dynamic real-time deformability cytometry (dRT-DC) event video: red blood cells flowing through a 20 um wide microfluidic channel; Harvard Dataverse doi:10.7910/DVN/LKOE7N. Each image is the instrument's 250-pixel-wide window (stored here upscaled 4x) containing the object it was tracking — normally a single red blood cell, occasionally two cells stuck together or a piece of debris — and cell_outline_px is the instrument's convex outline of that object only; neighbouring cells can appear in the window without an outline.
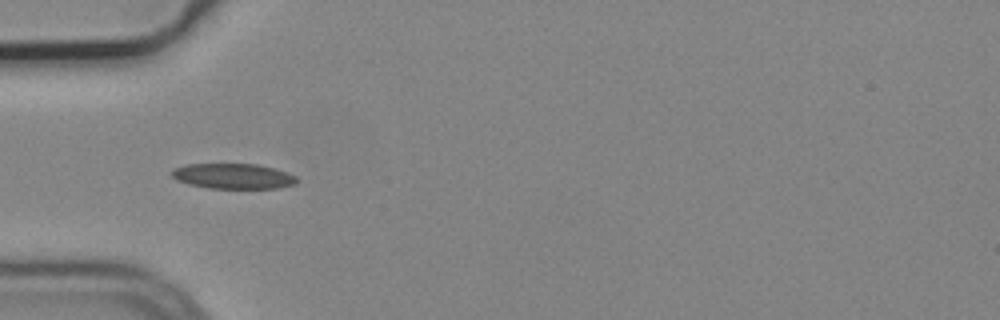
{"species": "common noctule bat (a hibernating species)", "species_latin": "Nyctalus noctula", "temperature_condition": "cold", "stored_images_in_passage": 3, "camera_frame_rate_fps": 3000, "um_per_image_px": 0.085, "animal": {"sex": "male", "body_mass_g": 19.2, "forearm_length_mm": 51.8}, "frame": {"image": 1, "passage_image": 1, "time_ms": 0.0, "image_size_px": [1000, 320], "cell_outline_px": [[300, 180], [296, 184], [280, 188], [208, 188], [188, 184], [176, 180], [168, 172], [172, 168], [184, 164], [256, 164], [288, 172], [296, 176]], "centroid_in_image_um": [19.8, 14.97], "position_along_channel_um": 65.2, "area_um2": 18.73}}
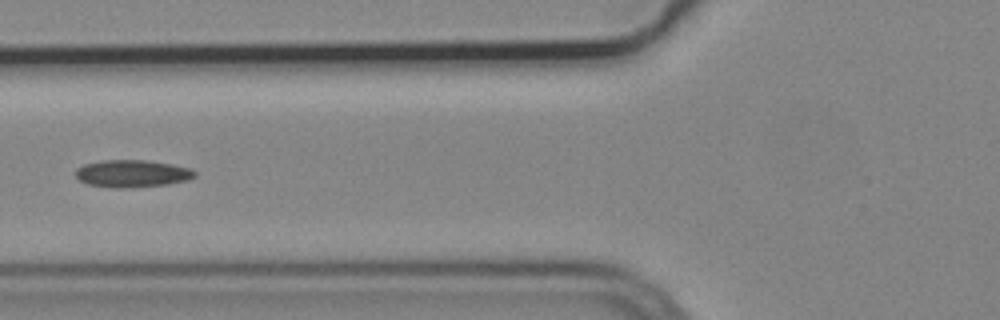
{"frame": {"image": 2, "passage_image": 2, "time_ms": 0.333, "image_size_px": [1000, 320], "cell_outline_px": [[196, 176], [188, 180], [168, 184], [88, 184], [80, 180], [76, 176], [76, 168], [84, 164], [100, 160], [144, 160], [172, 164], [192, 168], [196, 172]], "centroid_in_image_um": [11.3, 14.67], "position_along_channel_um": 114.5, "area_um2": 17.74}}
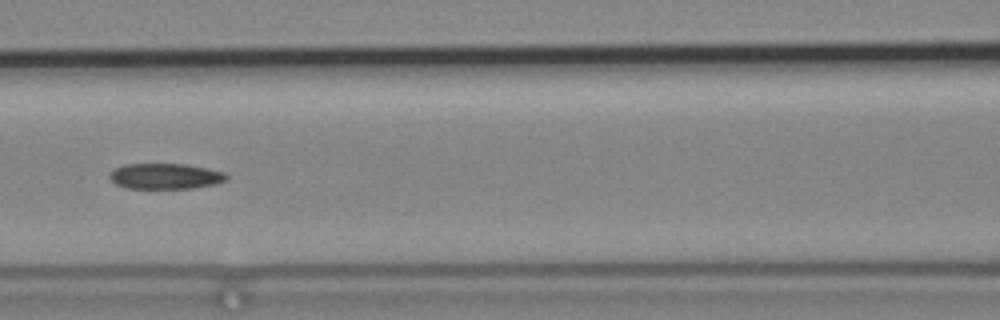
{"frame": {"image": 3, "passage_image": 3, "time_ms": 0.667, "image_size_px": [1000, 320], "cell_outline_px": [[228, 176], [224, 180], [216, 184], [192, 188], [128, 188], [116, 184], [108, 176], [116, 168], [124, 164], [184, 164], [208, 168], [224, 172]], "centroid_in_image_um": [14.06, 14.97], "position_along_channel_um": 152.5, "area_um2": 17.28}}